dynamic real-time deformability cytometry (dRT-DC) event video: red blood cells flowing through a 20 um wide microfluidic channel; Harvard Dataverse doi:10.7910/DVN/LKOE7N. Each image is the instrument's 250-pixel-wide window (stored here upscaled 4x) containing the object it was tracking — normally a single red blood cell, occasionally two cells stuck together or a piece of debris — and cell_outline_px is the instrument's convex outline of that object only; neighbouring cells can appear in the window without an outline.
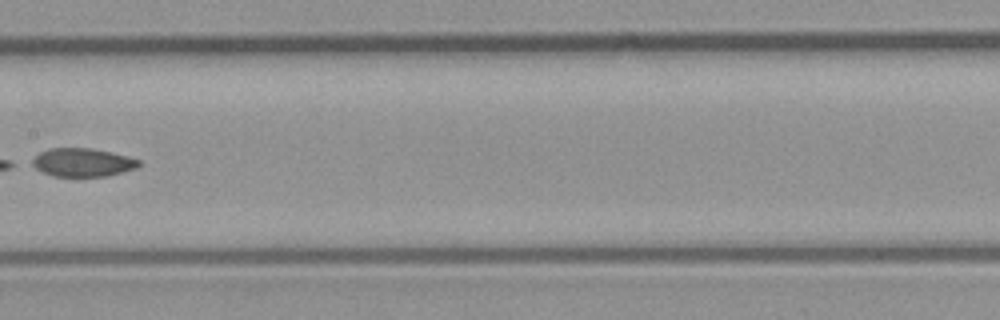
{"species": "common noctule bat (a hibernating species)", "species_latin": "Nyctalus noctula", "temperature_condition": "room temperature", "stored_images_in_passage": 8, "camera_frame_rate_fps": 3000, "um_per_image_px": 0.085, "animal": {"sex": "male", "body_mass_g": 23.1, "forearm_length_mm": 52.7}, "frame": {"image": 1, "passage_image": 6, "time_ms": 1.667, "image_size_px": [1000, 320], "cell_outline_px": [[140, 164], [136, 168], [104, 176], [52, 176], [28, 164], [40, 152], [48, 148], [92, 148], [112, 152], [128, 156], [140, 160]], "centroid_in_image_um": [6.99, 13.79], "position_along_channel_um": 200.4, "area_um2": 17.57}}
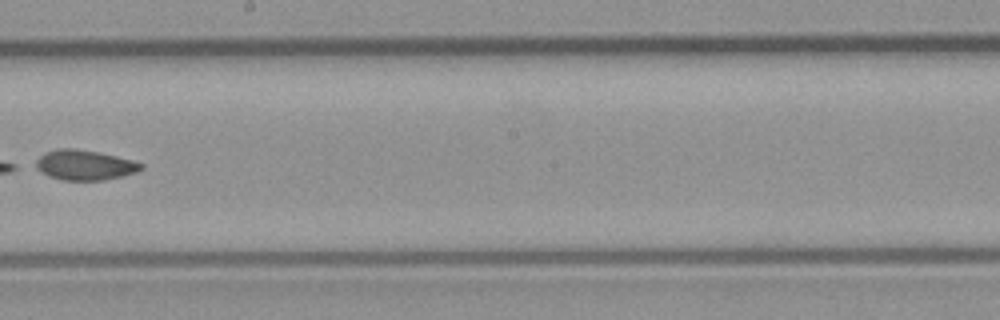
{"frame": {"image": 2, "passage_image": 7, "time_ms": 2.0, "image_size_px": [1000, 320], "cell_outline_px": [[144, 168], [136, 172], [124, 176], [104, 180], [64, 180], [40, 172], [32, 168], [28, 164], [44, 152], [60, 148], [72, 148], [100, 152], [132, 160], [144, 164]], "centroid_in_image_um": [7.12, 14.02], "position_along_channel_um": 241.1, "area_um2": 18.9}}
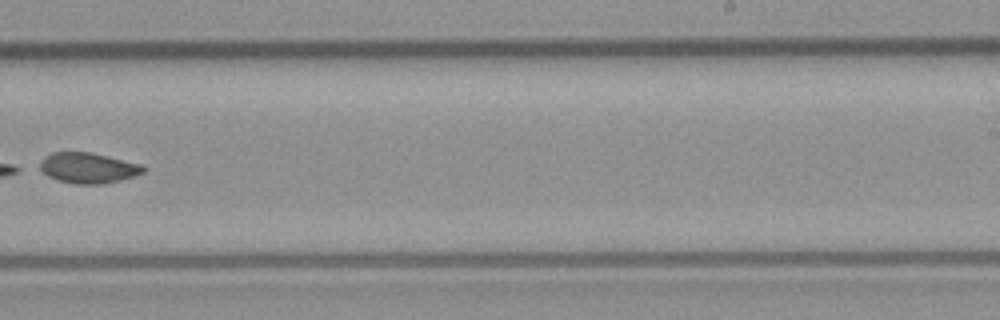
{"frame": {"image": 3, "passage_image": 8, "time_ms": 2.333, "image_size_px": [1000, 320], "cell_outline_px": [[148, 168], [144, 172], [120, 180], [104, 184], [76, 184], [56, 180], [48, 176], [36, 168], [44, 156], [52, 152], [92, 152], [140, 164]], "centroid_in_image_um": [7.44, 14.27], "position_along_channel_um": 281.6, "area_um2": 18.61}}